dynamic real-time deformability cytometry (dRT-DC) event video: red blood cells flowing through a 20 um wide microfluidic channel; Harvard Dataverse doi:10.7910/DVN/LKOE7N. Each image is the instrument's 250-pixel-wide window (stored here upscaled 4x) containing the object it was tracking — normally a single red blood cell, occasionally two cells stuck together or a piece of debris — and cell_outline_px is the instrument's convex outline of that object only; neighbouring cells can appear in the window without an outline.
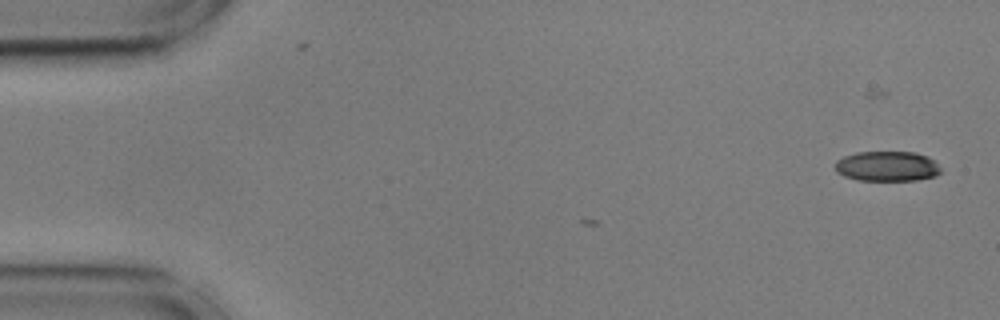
{"species": "common noctule bat (a hibernating species)", "species_latin": "Nyctalus noctula", "temperature_condition": "cold", "stored_images_in_passage": 4, "camera_frame_rate_fps": 3000, "um_per_image_px": 0.085, "animal": {"sex": "male", "body_mass_g": 17.9, "forearm_length_mm": 54.2}, "frame": {"image": 1, "passage_image": 4, "time_ms": 1.0, "image_size_px": [1000, 320], "cell_outline_px": [[940, 172], [936, 176], [916, 180], [856, 180], [844, 176], [836, 172], [836, 160], [844, 156], [856, 152], [916, 152], [928, 156], [940, 168]], "centroid_in_image_um": [75.39, 14.13], "position_along_channel_um": 9.6, "area_um2": 18.5}}